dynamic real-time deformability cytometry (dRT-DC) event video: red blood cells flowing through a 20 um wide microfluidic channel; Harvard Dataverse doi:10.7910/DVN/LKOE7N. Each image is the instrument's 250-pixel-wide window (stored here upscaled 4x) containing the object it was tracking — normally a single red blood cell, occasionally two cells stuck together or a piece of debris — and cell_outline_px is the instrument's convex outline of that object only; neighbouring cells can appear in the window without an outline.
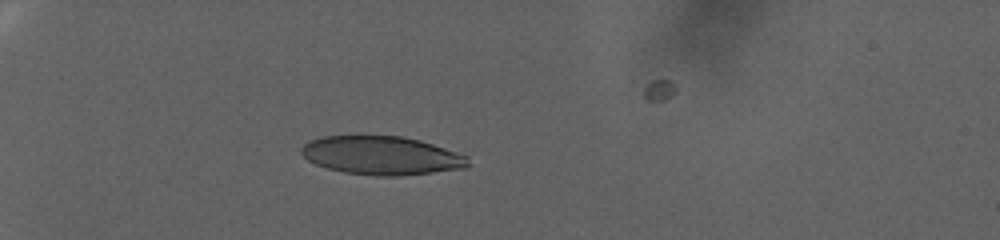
{"species": "human", "species_latin": "Homo sapiens", "temperature_condition": "warm", "stored_images_in_passage": 59, "camera_frame_rate_fps": 3000, "um_per_image_px": 0.085, "donor": {"sex": "female"}, "frame": {"image": 1, "passage_image": 1, "time_ms": 0.0, "image_size_px": [1000, 240], "cell_outline_px": [[472, 164], [468, 168], [396, 176], [380, 176], [344, 172], [328, 168], [316, 164], [308, 160], [300, 152], [300, 148], [304, 144], [312, 140], [324, 136], [400, 136], [420, 140], [468, 156]], "centroid_in_image_um": [32.47, 13.22], "position_along_channel_um": 52.5, "area_um2": 37.34}}
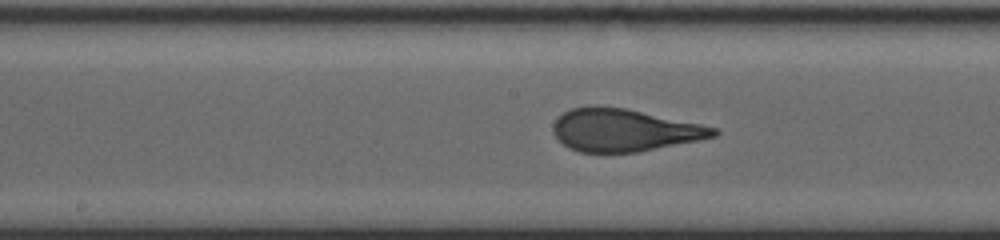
{"frame": {"image": 2, "passage_image": 24, "time_ms": 7.667, "image_size_px": [1000, 240], "cell_outline_px": [[720, 132], [716, 136], [700, 140], [636, 152], [580, 152], [568, 148], [552, 132], [552, 124], [564, 112], [572, 108], [588, 104], [596, 104], [624, 108], [720, 128]], "centroid_in_image_um": [53.04, 11.04], "position_along_channel_um": 195.2, "area_um2": 39.88}}
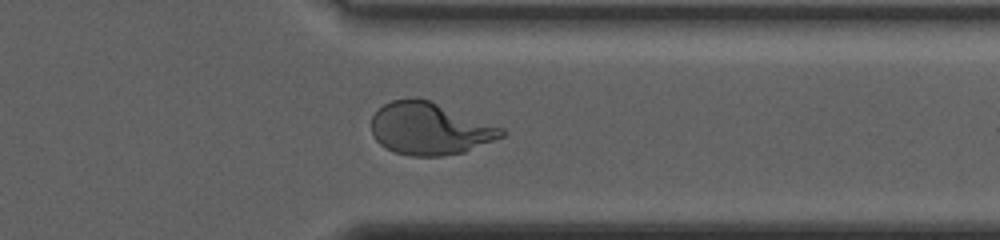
{"frame": {"image": 3, "passage_image": 46, "time_ms": 15.0, "image_size_px": [1000, 240], "cell_outline_px": [[504, 136], [464, 152], [440, 156], [408, 156], [392, 152], [380, 144], [372, 136], [372, 116], [384, 104], [392, 100], [408, 96], [416, 96], [428, 100], [504, 128]], "centroid_in_image_um": [36.48, 10.93], "position_along_channel_um": 374.9, "area_um2": 39.71}}